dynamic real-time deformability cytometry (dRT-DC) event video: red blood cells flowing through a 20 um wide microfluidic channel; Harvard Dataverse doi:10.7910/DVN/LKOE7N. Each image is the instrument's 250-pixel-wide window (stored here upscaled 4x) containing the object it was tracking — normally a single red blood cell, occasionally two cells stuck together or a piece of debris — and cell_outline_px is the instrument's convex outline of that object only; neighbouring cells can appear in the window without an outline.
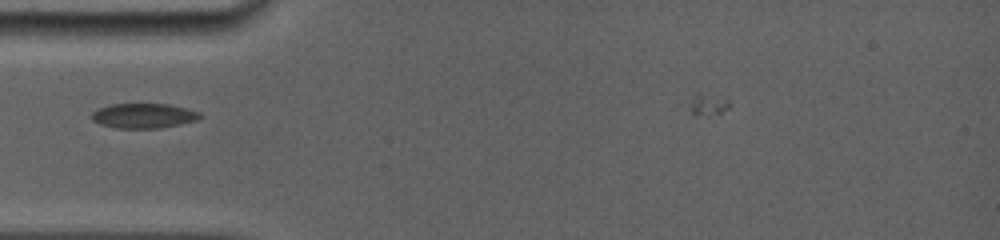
{"species": "common noctule bat (a hibernating species)", "species_latin": "Nyctalus noctula", "temperature_condition": "room temperature", "stored_images_in_passage": 7, "camera_frame_rate_fps": 5000, "um_per_image_px": 0.085, "animal": {"sex": "female", "body_mass_g": 19.0, "forearm_length_mm": 56.7}, "frame": {"image": 1, "passage_image": 6, "time_ms": 2.2, "image_size_px": [1000, 240], "cell_outline_px": [[204, 116], [196, 120], [180, 124], [160, 128], [116, 128], [100, 124], [92, 120], [92, 112], [100, 108], [112, 104], [168, 104], [200, 112]], "centroid_in_image_um": [12.22, 9.84], "position_along_channel_um": 72.8, "area_um2": 15.55}}
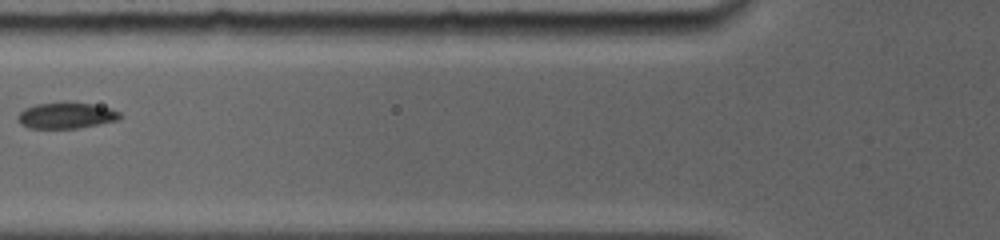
{"frame": {"image": 2, "passage_image": 7, "time_ms": 3.4, "image_size_px": [1000, 240], "cell_outline_px": [[120, 120], [100, 124], [76, 128], [28, 128], [20, 124], [16, 120], [16, 116], [24, 108], [36, 104], [92, 104], [112, 108], [120, 112]], "centroid_in_image_um": [5.61, 9.85], "position_along_channel_um": 120.2, "area_um2": 15.26}}